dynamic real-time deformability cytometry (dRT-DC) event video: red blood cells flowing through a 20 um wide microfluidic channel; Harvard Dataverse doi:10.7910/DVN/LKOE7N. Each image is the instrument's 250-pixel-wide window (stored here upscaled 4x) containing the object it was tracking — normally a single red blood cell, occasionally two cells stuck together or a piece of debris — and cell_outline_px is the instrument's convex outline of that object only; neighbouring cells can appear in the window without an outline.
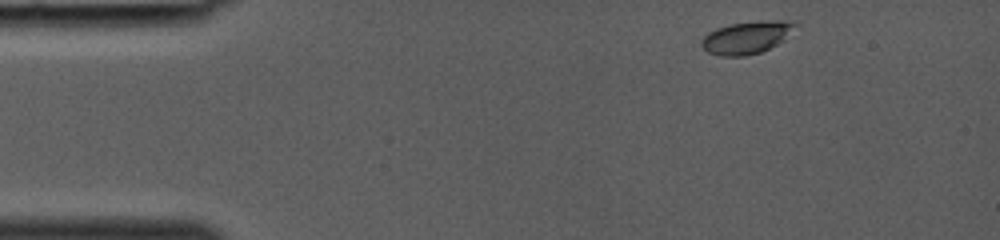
{"species": "common noctule bat (a hibernating species)", "species_latin": "Nyctalus noctula", "temperature_condition": "room temperature", "stored_images_in_passage": 33, "camera_frame_rate_fps": 3000, "um_per_image_px": 0.085, "animal": {"sex": "female", "body_mass_g": 19.0, "forearm_length_mm": 53.3}, "frame": {"image": 1, "passage_image": 1, "time_ms": 0.0, "image_size_px": [1000, 240], "cell_outline_px": [[796, 24], [784, 40], [760, 52], [744, 56], [720, 56], [708, 52], [700, 44], [700, 40], [708, 32], [716, 28], [732, 24], [772, 20], [780, 20]], "centroid_in_image_um": [63.39, 3.2], "position_along_channel_um": 21.6, "area_um2": 17.28}}
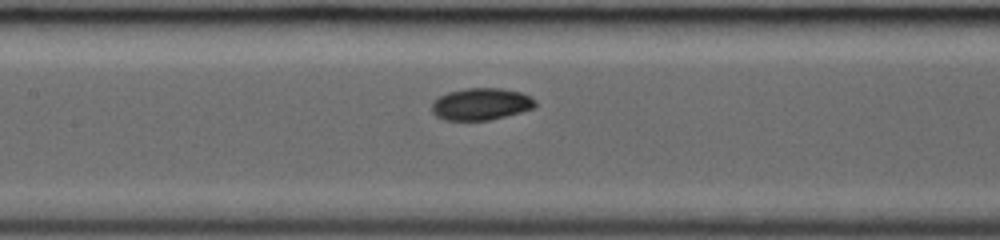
{"frame": {"image": 2, "passage_image": 14, "time_ms": 4.333, "image_size_px": [1000, 240], "cell_outline_px": [[536, 108], [488, 120], [444, 120], [436, 116], [432, 112], [432, 100], [448, 92], [464, 88], [500, 88], [520, 92], [532, 96], [536, 100]], "centroid_in_image_um": [40.89, 8.84], "position_along_channel_um": 166.5, "area_um2": 19.42}}
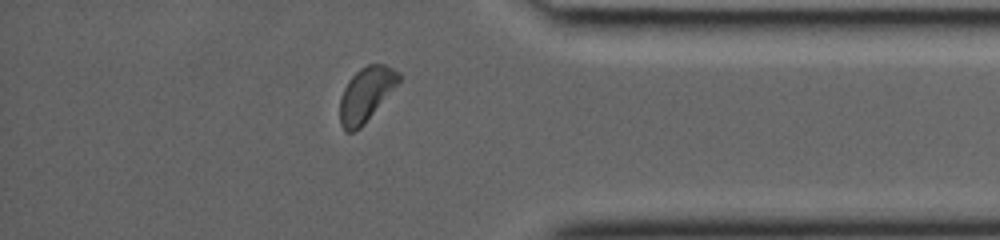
{"frame": {"image": 3, "passage_image": 28, "time_ms": 9.0, "image_size_px": [1000, 240], "cell_outline_px": [[400, 80], [364, 124], [360, 128], [352, 132], [344, 132], [340, 124], [340, 96], [348, 80], [360, 68], [368, 64], [384, 64], [400, 72]], "centroid_in_image_um": [31.08, 8.02], "position_along_channel_um": 404.1, "area_um2": 18.44}}